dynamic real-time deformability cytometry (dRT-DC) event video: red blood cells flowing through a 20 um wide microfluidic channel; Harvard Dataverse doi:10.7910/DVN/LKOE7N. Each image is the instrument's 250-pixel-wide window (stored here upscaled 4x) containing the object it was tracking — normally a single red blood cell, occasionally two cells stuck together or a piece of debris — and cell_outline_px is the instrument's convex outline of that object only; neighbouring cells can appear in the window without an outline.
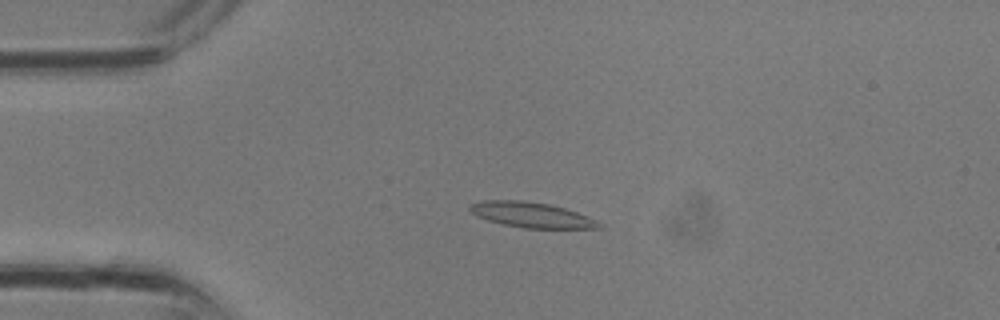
{"species": "common noctule bat (a hibernating species)", "species_latin": "Nyctalus noctula", "temperature_condition": "room temperature", "stored_images_in_passage": 11, "camera_frame_rate_fps": 3000, "um_per_image_px": 0.085, "animal": {"sex": "male", "body_mass_g": 13.3}, "frame": {"image": 1, "passage_image": 3, "time_ms": 0.667, "image_size_px": [1000, 320], "cell_outline_px": [[600, 228], [524, 228], [504, 224], [488, 220], [476, 216], [468, 208], [468, 204], [484, 200], [520, 200], [548, 204], [564, 208], [588, 216], [596, 220], [600, 224]], "centroid_in_image_um": [45.13, 18.26], "position_along_channel_um": 39.9, "area_um2": 18.84}}
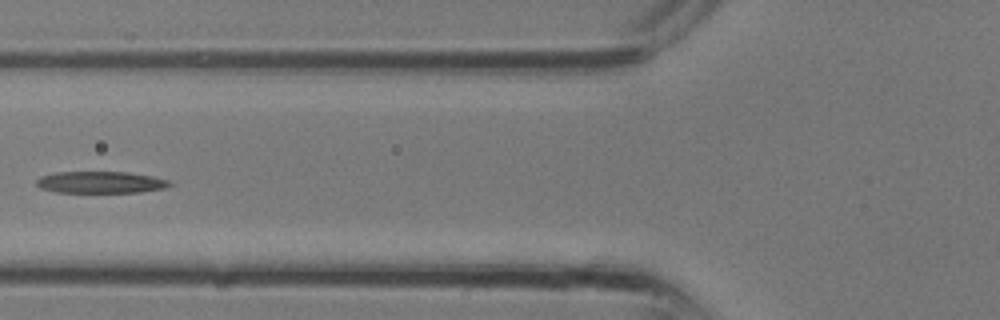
{"frame": {"image": 2, "passage_image": 8, "time_ms": 2.333, "image_size_px": [1000, 320], "cell_outline_px": [[172, 184], [164, 188], [140, 192], [56, 192], [40, 188], [36, 184], [36, 180], [40, 176], [56, 172], [128, 172], [152, 176], [168, 180]], "centroid_in_image_um": [8.52, 15.49], "position_along_channel_um": 117.3, "area_um2": 16.82}}
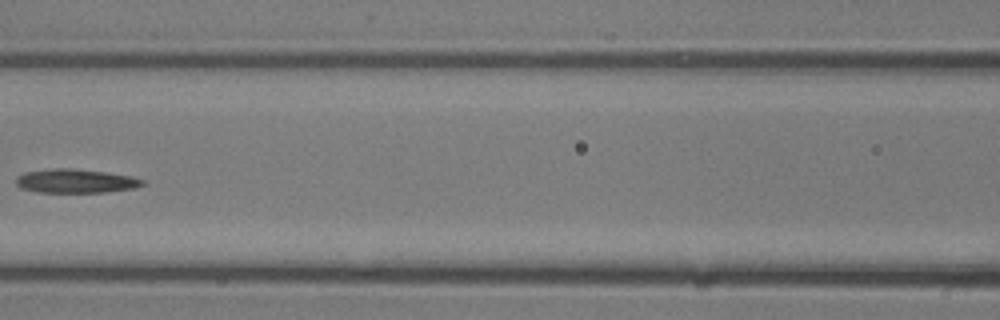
{"frame": {"image": 3, "passage_image": 10, "time_ms": 3.0, "image_size_px": [1000, 320], "cell_outline_px": [[144, 184], [136, 188], [108, 192], [40, 192], [20, 188], [16, 184], [16, 176], [24, 172], [56, 168], [68, 168], [104, 172], [128, 176], [144, 180]], "centroid_in_image_um": [6.4, 15.39], "position_along_channel_um": 160.2, "area_um2": 17.46}}